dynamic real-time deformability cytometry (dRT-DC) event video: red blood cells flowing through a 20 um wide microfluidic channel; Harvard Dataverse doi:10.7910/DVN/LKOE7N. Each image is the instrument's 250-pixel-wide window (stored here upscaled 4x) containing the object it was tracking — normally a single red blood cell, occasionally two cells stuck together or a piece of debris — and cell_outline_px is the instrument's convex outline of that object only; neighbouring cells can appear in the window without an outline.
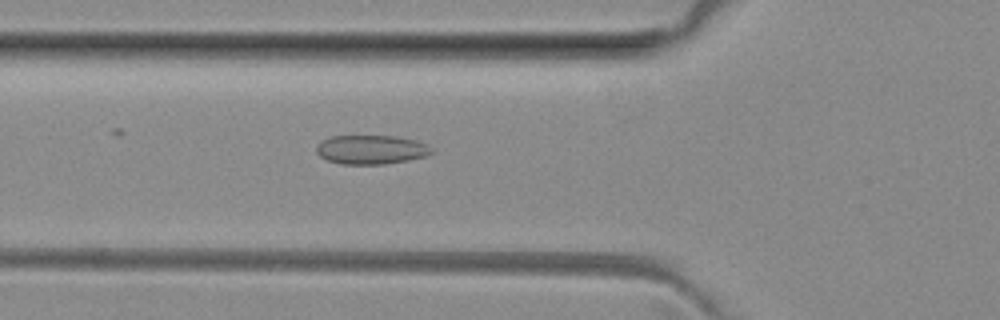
{"species": "common noctule bat (a hibernating species)", "species_latin": "Nyctalus noctula", "temperature_condition": "room temperature", "stored_images_in_passage": 41, "camera_frame_rate_fps": 3000, "um_per_image_px": 0.085, "animal": {"sex": "female", "body_mass_g": 29.2, "forearm_length_mm": 56.3}, "frame": {"image": 1, "passage_image": 8, "time_ms": 2.333, "image_size_px": [1000, 320], "cell_outline_px": [[432, 152], [424, 156], [408, 160], [384, 164], [340, 164], [328, 160], [320, 156], [316, 152], [316, 144], [332, 136], [396, 136], [416, 140], [432, 148]], "centroid_in_image_um": [31.52, 12.72], "position_along_channel_um": 94.3, "area_um2": 19.36}}
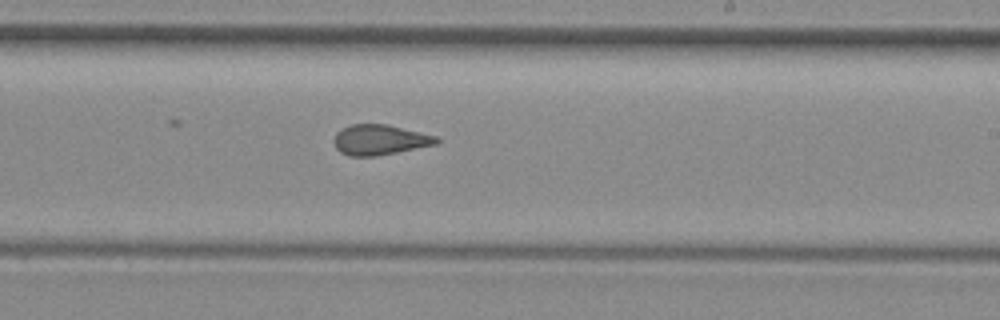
{"frame": {"image": 2, "passage_image": 20, "time_ms": 6.333, "image_size_px": [1000, 320], "cell_outline_px": [[440, 144], [376, 156], [348, 156], [340, 152], [336, 148], [332, 140], [336, 132], [352, 124], [388, 124], [436, 136], [440, 140]], "centroid_in_image_um": [32.29, 11.89], "position_along_channel_um": 256.7, "area_um2": 18.26}}
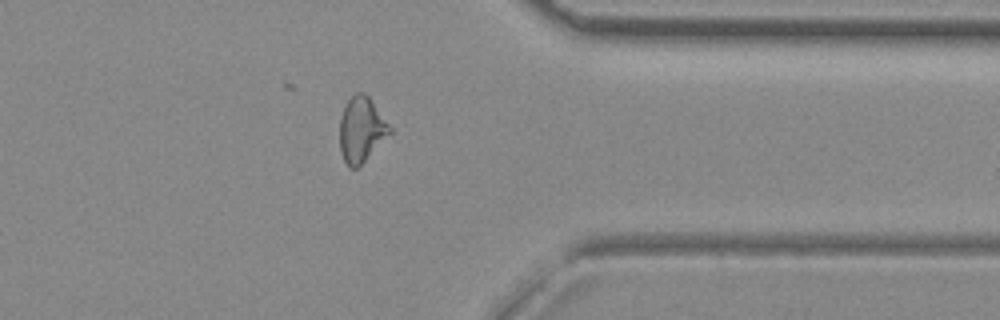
{"frame": {"image": 3, "passage_image": 30, "time_ms": 9.667, "image_size_px": [1000, 320], "cell_outline_px": [[392, 132], [356, 168], [348, 168], [340, 152], [340, 120], [344, 108], [348, 100], [356, 92], [364, 92], [368, 96], [392, 128]], "centroid_in_image_um": [30.71, 11.01], "position_along_channel_um": 380.7, "area_um2": 18.67}, "authors_computed_cell_mechanics": {"area_um2": 18.9584, "velocity_mm_per_s": 4.0577, "shape_relaxation_time_tau1_ms": null, "shape_relaxation_time_tau2_ms": 1.4833, "deformation_change_tau1": null, "deformation_change_tau2": 0.0844}}